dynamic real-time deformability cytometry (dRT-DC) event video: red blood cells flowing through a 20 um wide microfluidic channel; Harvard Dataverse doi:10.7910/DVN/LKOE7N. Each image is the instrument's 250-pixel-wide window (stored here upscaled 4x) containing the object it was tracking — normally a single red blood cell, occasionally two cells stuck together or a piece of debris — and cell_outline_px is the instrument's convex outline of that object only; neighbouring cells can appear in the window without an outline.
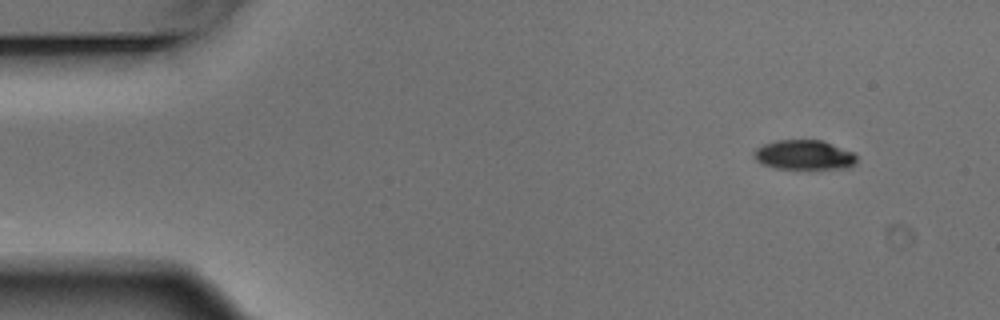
{"species": "Egyptian fruit bat (a non-hibernating species)", "species_latin": "Rousettus aegyptiacus", "temperature_condition": "warm", "stored_images_in_passage": 3, "camera_frame_rate_fps": 3000, "um_per_image_px": 0.085, "animal": {"sex": "male"}, "frame": {"image": 1, "passage_image": 1, "time_ms": 0.0, "image_size_px": [1000, 320], "cell_outline_px": [[856, 160], [848, 168], [776, 168], [760, 164], [756, 160], [752, 152], [756, 148], [764, 144], [776, 140], [820, 140], [852, 152], [856, 156]], "centroid_in_image_um": [68.28, 13.16], "position_along_channel_um": 16.7, "area_um2": 17.46}}
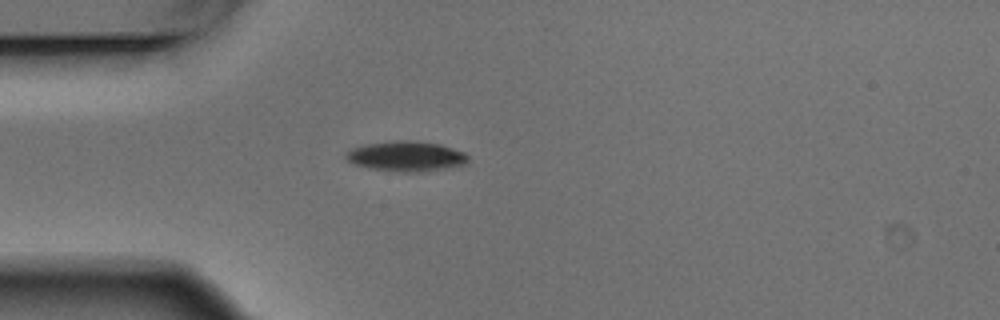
{"frame": {"image": 2, "passage_image": 3, "time_ms": 0.667, "image_size_px": [1000, 320], "cell_outline_px": [[468, 160], [464, 164], [444, 168], [416, 172], [404, 172], [372, 168], [352, 164], [344, 156], [352, 148], [364, 144], [396, 140], [408, 140], [440, 144], [464, 152], [468, 156]], "centroid_in_image_um": [34.5, 13.27], "position_along_channel_um": 50.5, "area_um2": 21.15}}